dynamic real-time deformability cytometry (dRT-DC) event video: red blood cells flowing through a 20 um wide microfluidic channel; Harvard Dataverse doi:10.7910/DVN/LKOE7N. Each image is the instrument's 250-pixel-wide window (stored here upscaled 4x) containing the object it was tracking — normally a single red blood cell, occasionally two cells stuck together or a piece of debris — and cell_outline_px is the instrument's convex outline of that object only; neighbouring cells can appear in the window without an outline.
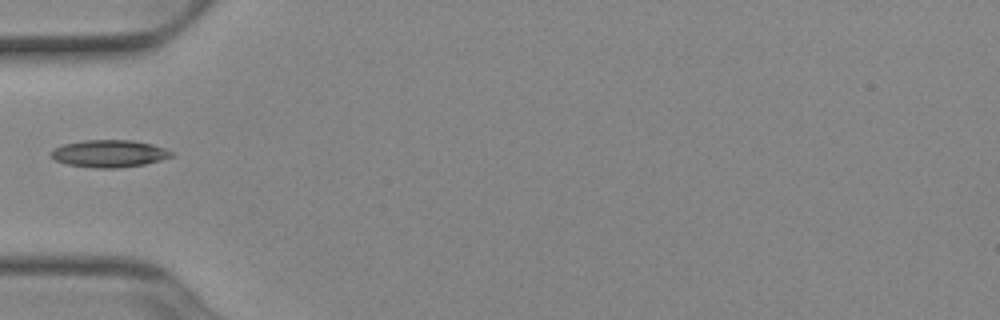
{"species": "Egyptian fruit bat (a non-hibernating species)", "species_latin": "Rousettus aegyptiacus", "temperature_condition": "cold", "stored_images_in_passage": 4, "camera_frame_rate_fps": 3000, "um_per_image_px": 0.085, "animal": {"sex": "female"}, "frame": {"image": 1, "passage_image": 1, "time_ms": 0.0, "image_size_px": [1000, 320], "cell_outline_px": [[172, 156], [160, 160], [144, 164], [120, 168], [92, 168], [68, 164], [56, 160], [52, 156], [52, 152], [56, 148], [64, 144], [84, 140], [132, 140], [152, 144], [164, 148], [172, 152]], "centroid_in_image_um": [9.31, 13.05], "position_along_channel_um": 75.7, "area_um2": 18.9}}